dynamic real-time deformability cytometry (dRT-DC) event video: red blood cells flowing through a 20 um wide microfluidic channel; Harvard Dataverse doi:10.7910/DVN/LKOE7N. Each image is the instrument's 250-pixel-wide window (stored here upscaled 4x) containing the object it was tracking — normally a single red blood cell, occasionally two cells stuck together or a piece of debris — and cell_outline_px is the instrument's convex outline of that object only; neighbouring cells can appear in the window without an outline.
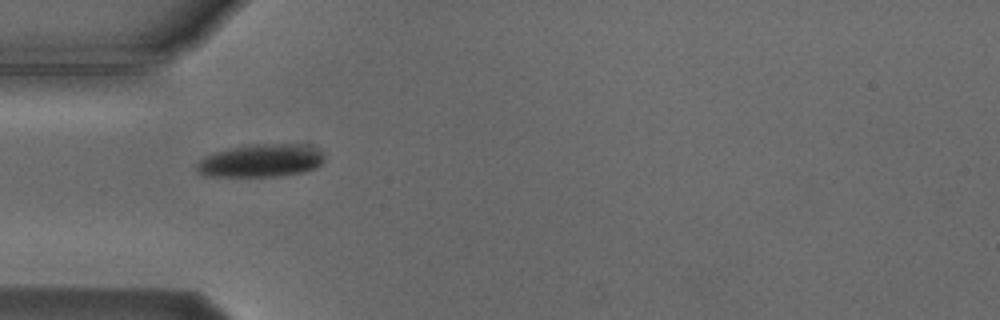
{"species": "Egyptian fruit bat (a non-hibernating species)", "species_latin": "Rousettus aegyptiacus", "temperature_condition": "cold", "stored_images_in_passage": 2, "camera_frame_rate_fps": 3000, "um_per_image_px": 0.085, "animal": {"sex": "male"}, "frame": {"image": 1, "passage_image": 1, "time_ms": 0.0, "image_size_px": [1000, 320], "cell_outline_px": [[324, 160], [320, 164], [312, 168], [300, 172], [280, 176], [204, 176], [196, 172], [196, 164], [204, 156], [212, 152], [248, 144], [304, 144], [320, 152], [324, 156]], "centroid_in_image_um": [22.09, 13.65], "position_along_channel_um": 62.9, "area_um2": 24.39}}